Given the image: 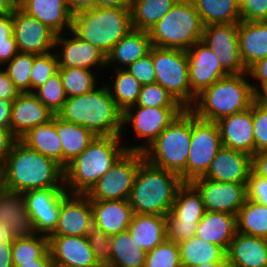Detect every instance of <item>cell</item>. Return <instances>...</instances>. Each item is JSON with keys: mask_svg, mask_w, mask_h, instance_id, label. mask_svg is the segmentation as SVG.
<instances>
[{"mask_svg": "<svg viewBox=\"0 0 267 267\" xmlns=\"http://www.w3.org/2000/svg\"><path fill=\"white\" fill-rule=\"evenodd\" d=\"M239 52L248 70L257 61L267 57V21H240L238 23Z\"/></svg>", "mask_w": 267, "mask_h": 267, "instance_id": "obj_28", "label": "cell"}, {"mask_svg": "<svg viewBox=\"0 0 267 267\" xmlns=\"http://www.w3.org/2000/svg\"><path fill=\"white\" fill-rule=\"evenodd\" d=\"M229 267H267V238L237 232L226 250Z\"/></svg>", "mask_w": 267, "mask_h": 267, "instance_id": "obj_25", "label": "cell"}, {"mask_svg": "<svg viewBox=\"0 0 267 267\" xmlns=\"http://www.w3.org/2000/svg\"><path fill=\"white\" fill-rule=\"evenodd\" d=\"M76 97H67L57 116L83 126L96 136H121L123 112L112 99L105 83Z\"/></svg>", "mask_w": 267, "mask_h": 267, "instance_id": "obj_2", "label": "cell"}, {"mask_svg": "<svg viewBox=\"0 0 267 267\" xmlns=\"http://www.w3.org/2000/svg\"><path fill=\"white\" fill-rule=\"evenodd\" d=\"M197 267H229L227 262H210L203 263Z\"/></svg>", "mask_w": 267, "mask_h": 267, "instance_id": "obj_68", "label": "cell"}, {"mask_svg": "<svg viewBox=\"0 0 267 267\" xmlns=\"http://www.w3.org/2000/svg\"><path fill=\"white\" fill-rule=\"evenodd\" d=\"M242 21H267V0H245L240 5Z\"/></svg>", "mask_w": 267, "mask_h": 267, "instance_id": "obj_52", "label": "cell"}, {"mask_svg": "<svg viewBox=\"0 0 267 267\" xmlns=\"http://www.w3.org/2000/svg\"><path fill=\"white\" fill-rule=\"evenodd\" d=\"M0 223L9 228L14 239L36 235L22 193L0 188Z\"/></svg>", "mask_w": 267, "mask_h": 267, "instance_id": "obj_23", "label": "cell"}, {"mask_svg": "<svg viewBox=\"0 0 267 267\" xmlns=\"http://www.w3.org/2000/svg\"><path fill=\"white\" fill-rule=\"evenodd\" d=\"M13 101L0 100V128L11 129V112Z\"/></svg>", "mask_w": 267, "mask_h": 267, "instance_id": "obj_59", "label": "cell"}, {"mask_svg": "<svg viewBox=\"0 0 267 267\" xmlns=\"http://www.w3.org/2000/svg\"><path fill=\"white\" fill-rule=\"evenodd\" d=\"M237 233L236 215L205 211L195 236L221 247L225 252Z\"/></svg>", "mask_w": 267, "mask_h": 267, "instance_id": "obj_29", "label": "cell"}, {"mask_svg": "<svg viewBox=\"0 0 267 267\" xmlns=\"http://www.w3.org/2000/svg\"><path fill=\"white\" fill-rule=\"evenodd\" d=\"M93 225L112 236L128 230L133 216L129 200H90Z\"/></svg>", "mask_w": 267, "mask_h": 267, "instance_id": "obj_27", "label": "cell"}, {"mask_svg": "<svg viewBox=\"0 0 267 267\" xmlns=\"http://www.w3.org/2000/svg\"><path fill=\"white\" fill-rule=\"evenodd\" d=\"M18 7L57 35L71 31L73 14L69 11L66 0H23Z\"/></svg>", "mask_w": 267, "mask_h": 267, "instance_id": "obj_26", "label": "cell"}, {"mask_svg": "<svg viewBox=\"0 0 267 267\" xmlns=\"http://www.w3.org/2000/svg\"><path fill=\"white\" fill-rule=\"evenodd\" d=\"M122 136H96L87 148L64 168L68 193L87 194L127 151ZM121 144V145H120ZM124 144V145H122Z\"/></svg>", "mask_w": 267, "mask_h": 267, "instance_id": "obj_3", "label": "cell"}, {"mask_svg": "<svg viewBox=\"0 0 267 267\" xmlns=\"http://www.w3.org/2000/svg\"><path fill=\"white\" fill-rule=\"evenodd\" d=\"M56 130L62 144V167L65 168L71 161L80 155L96 138L89 129L65 121L56 115Z\"/></svg>", "mask_w": 267, "mask_h": 267, "instance_id": "obj_33", "label": "cell"}, {"mask_svg": "<svg viewBox=\"0 0 267 267\" xmlns=\"http://www.w3.org/2000/svg\"><path fill=\"white\" fill-rule=\"evenodd\" d=\"M201 41L212 50L228 74L248 72L240 57L238 23L204 26Z\"/></svg>", "mask_w": 267, "mask_h": 267, "instance_id": "obj_13", "label": "cell"}, {"mask_svg": "<svg viewBox=\"0 0 267 267\" xmlns=\"http://www.w3.org/2000/svg\"><path fill=\"white\" fill-rule=\"evenodd\" d=\"M13 35V13L0 15V41Z\"/></svg>", "mask_w": 267, "mask_h": 267, "instance_id": "obj_60", "label": "cell"}, {"mask_svg": "<svg viewBox=\"0 0 267 267\" xmlns=\"http://www.w3.org/2000/svg\"><path fill=\"white\" fill-rule=\"evenodd\" d=\"M178 0H131V24L136 30L148 31Z\"/></svg>", "mask_w": 267, "mask_h": 267, "instance_id": "obj_38", "label": "cell"}, {"mask_svg": "<svg viewBox=\"0 0 267 267\" xmlns=\"http://www.w3.org/2000/svg\"><path fill=\"white\" fill-rule=\"evenodd\" d=\"M248 76V72L229 74L217 80L197 95L189 109L197 118L211 122L247 110L256 100Z\"/></svg>", "mask_w": 267, "mask_h": 267, "instance_id": "obj_4", "label": "cell"}, {"mask_svg": "<svg viewBox=\"0 0 267 267\" xmlns=\"http://www.w3.org/2000/svg\"><path fill=\"white\" fill-rule=\"evenodd\" d=\"M144 160L142 152L126 151L86 195L90 200H128L139 165Z\"/></svg>", "mask_w": 267, "mask_h": 267, "instance_id": "obj_10", "label": "cell"}, {"mask_svg": "<svg viewBox=\"0 0 267 267\" xmlns=\"http://www.w3.org/2000/svg\"><path fill=\"white\" fill-rule=\"evenodd\" d=\"M67 97H76L97 87V74L84 68L58 67Z\"/></svg>", "mask_w": 267, "mask_h": 267, "instance_id": "obj_42", "label": "cell"}, {"mask_svg": "<svg viewBox=\"0 0 267 267\" xmlns=\"http://www.w3.org/2000/svg\"><path fill=\"white\" fill-rule=\"evenodd\" d=\"M17 140L11 129L0 128V162H4Z\"/></svg>", "mask_w": 267, "mask_h": 267, "instance_id": "obj_56", "label": "cell"}, {"mask_svg": "<svg viewBox=\"0 0 267 267\" xmlns=\"http://www.w3.org/2000/svg\"><path fill=\"white\" fill-rule=\"evenodd\" d=\"M251 170L252 156L222 147L202 177L219 182L247 184Z\"/></svg>", "mask_w": 267, "mask_h": 267, "instance_id": "obj_20", "label": "cell"}, {"mask_svg": "<svg viewBox=\"0 0 267 267\" xmlns=\"http://www.w3.org/2000/svg\"><path fill=\"white\" fill-rule=\"evenodd\" d=\"M182 267H197L203 263L227 262L226 252L219 246L193 236L178 243Z\"/></svg>", "mask_w": 267, "mask_h": 267, "instance_id": "obj_34", "label": "cell"}, {"mask_svg": "<svg viewBox=\"0 0 267 267\" xmlns=\"http://www.w3.org/2000/svg\"><path fill=\"white\" fill-rule=\"evenodd\" d=\"M50 267H68V266L59 265V264H56V263H51Z\"/></svg>", "mask_w": 267, "mask_h": 267, "instance_id": "obj_70", "label": "cell"}, {"mask_svg": "<svg viewBox=\"0 0 267 267\" xmlns=\"http://www.w3.org/2000/svg\"><path fill=\"white\" fill-rule=\"evenodd\" d=\"M135 105L148 108H184L168 91L157 83L143 85Z\"/></svg>", "mask_w": 267, "mask_h": 267, "instance_id": "obj_45", "label": "cell"}, {"mask_svg": "<svg viewBox=\"0 0 267 267\" xmlns=\"http://www.w3.org/2000/svg\"><path fill=\"white\" fill-rule=\"evenodd\" d=\"M170 213L180 222L199 223L205 208L198 190L184 182L177 190Z\"/></svg>", "mask_w": 267, "mask_h": 267, "instance_id": "obj_37", "label": "cell"}, {"mask_svg": "<svg viewBox=\"0 0 267 267\" xmlns=\"http://www.w3.org/2000/svg\"><path fill=\"white\" fill-rule=\"evenodd\" d=\"M93 226V211L86 194L67 193L61 200L60 215L50 236H87Z\"/></svg>", "mask_w": 267, "mask_h": 267, "instance_id": "obj_17", "label": "cell"}, {"mask_svg": "<svg viewBox=\"0 0 267 267\" xmlns=\"http://www.w3.org/2000/svg\"><path fill=\"white\" fill-rule=\"evenodd\" d=\"M254 154L267 149V107L255 100L252 104Z\"/></svg>", "mask_w": 267, "mask_h": 267, "instance_id": "obj_49", "label": "cell"}, {"mask_svg": "<svg viewBox=\"0 0 267 267\" xmlns=\"http://www.w3.org/2000/svg\"><path fill=\"white\" fill-rule=\"evenodd\" d=\"M58 71V62L56 54L53 52L36 55L30 70L31 75V93Z\"/></svg>", "mask_w": 267, "mask_h": 267, "instance_id": "obj_47", "label": "cell"}, {"mask_svg": "<svg viewBox=\"0 0 267 267\" xmlns=\"http://www.w3.org/2000/svg\"><path fill=\"white\" fill-rule=\"evenodd\" d=\"M27 147L55 160L62 166V144L56 130V115L38 125L19 139Z\"/></svg>", "mask_w": 267, "mask_h": 267, "instance_id": "obj_32", "label": "cell"}, {"mask_svg": "<svg viewBox=\"0 0 267 267\" xmlns=\"http://www.w3.org/2000/svg\"><path fill=\"white\" fill-rule=\"evenodd\" d=\"M132 30L130 8L94 7L73 14L71 33L107 55Z\"/></svg>", "mask_w": 267, "mask_h": 267, "instance_id": "obj_6", "label": "cell"}, {"mask_svg": "<svg viewBox=\"0 0 267 267\" xmlns=\"http://www.w3.org/2000/svg\"><path fill=\"white\" fill-rule=\"evenodd\" d=\"M53 116L33 93H20L12 105L11 131L19 140L34 127L47 123Z\"/></svg>", "mask_w": 267, "mask_h": 267, "instance_id": "obj_24", "label": "cell"}, {"mask_svg": "<svg viewBox=\"0 0 267 267\" xmlns=\"http://www.w3.org/2000/svg\"><path fill=\"white\" fill-rule=\"evenodd\" d=\"M52 259H35L32 262L22 263L16 267H50Z\"/></svg>", "mask_w": 267, "mask_h": 267, "instance_id": "obj_64", "label": "cell"}, {"mask_svg": "<svg viewBox=\"0 0 267 267\" xmlns=\"http://www.w3.org/2000/svg\"><path fill=\"white\" fill-rule=\"evenodd\" d=\"M110 266L144 267L147 251L138 245L128 230L111 236Z\"/></svg>", "mask_w": 267, "mask_h": 267, "instance_id": "obj_36", "label": "cell"}, {"mask_svg": "<svg viewBox=\"0 0 267 267\" xmlns=\"http://www.w3.org/2000/svg\"><path fill=\"white\" fill-rule=\"evenodd\" d=\"M67 193L65 188H41L22 194L37 234L49 237L55 231L61 200Z\"/></svg>", "mask_w": 267, "mask_h": 267, "instance_id": "obj_14", "label": "cell"}, {"mask_svg": "<svg viewBox=\"0 0 267 267\" xmlns=\"http://www.w3.org/2000/svg\"><path fill=\"white\" fill-rule=\"evenodd\" d=\"M239 5H241L245 0H236Z\"/></svg>", "mask_w": 267, "mask_h": 267, "instance_id": "obj_72", "label": "cell"}, {"mask_svg": "<svg viewBox=\"0 0 267 267\" xmlns=\"http://www.w3.org/2000/svg\"><path fill=\"white\" fill-rule=\"evenodd\" d=\"M151 47L148 31L132 28L106 55V69L112 64H117L113 65L115 69H124L148 54Z\"/></svg>", "mask_w": 267, "mask_h": 267, "instance_id": "obj_30", "label": "cell"}, {"mask_svg": "<svg viewBox=\"0 0 267 267\" xmlns=\"http://www.w3.org/2000/svg\"><path fill=\"white\" fill-rule=\"evenodd\" d=\"M190 183L200 193L205 211L237 215L247 198V184L219 182L203 177Z\"/></svg>", "mask_w": 267, "mask_h": 267, "instance_id": "obj_15", "label": "cell"}, {"mask_svg": "<svg viewBox=\"0 0 267 267\" xmlns=\"http://www.w3.org/2000/svg\"><path fill=\"white\" fill-rule=\"evenodd\" d=\"M114 72V82L105 84L117 107L124 112L136 104L142 85L126 69H115Z\"/></svg>", "mask_w": 267, "mask_h": 267, "instance_id": "obj_40", "label": "cell"}, {"mask_svg": "<svg viewBox=\"0 0 267 267\" xmlns=\"http://www.w3.org/2000/svg\"><path fill=\"white\" fill-rule=\"evenodd\" d=\"M16 7L12 0H0V15L13 13Z\"/></svg>", "mask_w": 267, "mask_h": 267, "instance_id": "obj_65", "label": "cell"}, {"mask_svg": "<svg viewBox=\"0 0 267 267\" xmlns=\"http://www.w3.org/2000/svg\"><path fill=\"white\" fill-rule=\"evenodd\" d=\"M131 0H97V7L130 8Z\"/></svg>", "mask_w": 267, "mask_h": 267, "instance_id": "obj_63", "label": "cell"}, {"mask_svg": "<svg viewBox=\"0 0 267 267\" xmlns=\"http://www.w3.org/2000/svg\"><path fill=\"white\" fill-rule=\"evenodd\" d=\"M204 26L234 24L241 21L236 0H191Z\"/></svg>", "mask_w": 267, "mask_h": 267, "instance_id": "obj_35", "label": "cell"}, {"mask_svg": "<svg viewBox=\"0 0 267 267\" xmlns=\"http://www.w3.org/2000/svg\"><path fill=\"white\" fill-rule=\"evenodd\" d=\"M247 199L267 206V179L251 170L246 185Z\"/></svg>", "mask_w": 267, "mask_h": 267, "instance_id": "obj_53", "label": "cell"}, {"mask_svg": "<svg viewBox=\"0 0 267 267\" xmlns=\"http://www.w3.org/2000/svg\"><path fill=\"white\" fill-rule=\"evenodd\" d=\"M167 218V239L180 243L195 236L198 223L180 222L170 212Z\"/></svg>", "mask_w": 267, "mask_h": 267, "instance_id": "obj_51", "label": "cell"}, {"mask_svg": "<svg viewBox=\"0 0 267 267\" xmlns=\"http://www.w3.org/2000/svg\"><path fill=\"white\" fill-rule=\"evenodd\" d=\"M237 232L267 238V206L245 200L236 215Z\"/></svg>", "mask_w": 267, "mask_h": 267, "instance_id": "obj_39", "label": "cell"}, {"mask_svg": "<svg viewBox=\"0 0 267 267\" xmlns=\"http://www.w3.org/2000/svg\"><path fill=\"white\" fill-rule=\"evenodd\" d=\"M87 237L97 264L100 267L109 266L112 253L111 236L93 225Z\"/></svg>", "mask_w": 267, "mask_h": 267, "instance_id": "obj_48", "label": "cell"}, {"mask_svg": "<svg viewBox=\"0 0 267 267\" xmlns=\"http://www.w3.org/2000/svg\"><path fill=\"white\" fill-rule=\"evenodd\" d=\"M144 267H182L178 243L166 239L148 251Z\"/></svg>", "mask_w": 267, "mask_h": 267, "instance_id": "obj_46", "label": "cell"}, {"mask_svg": "<svg viewBox=\"0 0 267 267\" xmlns=\"http://www.w3.org/2000/svg\"><path fill=\"white\" fill-rule=\"evenodd\" d=\"M3 185V166L2 162H0V188H2Z\"/></svg>", "mask_w": 267, "mask_h": 267, "instance_id": "obj_69", "label": "cell"}, {"mask_svg": "<svg viewBox=\"0 0 267 267\" xmlns=\"http://www.w3.org/2000/svg\"><path fill=\"white\" fill-rule=\"evenodd\" d=\"M222 147L216 122L199 119L192 112L191 146L186 161V182L202 177Z\"/></svg>", "mask_w": 267, "mask_h": 267, "instance_id": "obj_12", "label": "cell"}, {"mask_svg": "<svg viewBox=\"0 0 267 267\" xmlns=\"http://www.w3.org/2000/svg\"><path fill=\"white\" fill-rule=\"evenodd\" d=\"M2 166L3 189L23 194L32 189L65 188L64 168L20 140L15 142Z\"/></svg>", "mask_w": 267, "mask_h": 267, "instance_id": "obj_1", "label": "cell"}, {"mask_svg": "<svg viewBox=\"0 0 267 267\" xmlns=\"http://www.w3.org/2000/svg\"><path fill=\"white\" fill-rule=\"evenodd\" d=\"M186 54L190 88L196 96L217 80L229 75L212 50L202 41L196 42Z\"/></svg>", "mask_w": 267, "mask_h": 267, "instance_id": "obj_19", "label": "cell"}, {"mask_svg": "<svg viewBox=\"0 0 267 267\" xmlns=\"http://www.w3.org/2000/svg\"><path fill=\"white\" fill-rule=\"evenodd\" d=\"M12 242L0 243V267H13Z\"/></svg>", "mask_w": 267, "mask_h": 267, "instance_id": "obj_62", "label": "cell"}, {"mask_svg": "<svg viewBox=\"0 0 267 267\" xmlns=\"http://www.w3.org/2000/svg\"><path fill=\"white\" fill-rule=\"evenodd\" d=\"M18 52L14 34L7 41H0V67L5 66Z\"/></svg>", "mask_w": 267, "mask_h": 267, "instance_id": "obj_57", "label": "cell"}, {"mask_svg": "<svg viewBox=\"0 0 267 267\" xmlns=\"http://www.w3.org/2000/svg\"><path fill=\"white\" fill-rule=\"evenodd\" d=\"M249 77L259 84L252 83L253 90L257 94L264 86L267 85V57L257 61L248 69ZM260 87V88H259Z\"/></svg>", "mask_w": 267, "mask_h": 267, "instance_id": "obj_54", "label": "cell"}, {"mask_svg": "<svg viewBox=\"0 0 267 267\" xmlns=\"http://www.w3.org/2000/svg\"><path fill=\"white\" fill-rule=\"evenodd\" d=\"M152 61L156 83L184 108H190L197 96L190 88L186 51L152 46Z\"/></svg>", "mask_w": 267, "mask_h": 267, "instance_id": "obj_9", "label": "cell"}, {"mask_svg": "<svg viewBox=\"0 0 267 267\" xmlns=\"http://www.w3.org/2000/svg\"><path fill=\"white\" fill-rule=\"evenodd\" d=\"M52 263L68 267H100L87 236H49Z\"/></svg>", "mask_w": 267, "mask_h": 267, "instance_id": "obj_21", "label": "cell"}, {"mask_svg": "<svg viewBox=\"0 0 267 267\" xmlns=\"http://www.w3.org/2000/svg\"><path fill=\"white\" fill-rule=\"evenodd\" d=\"M128 231L148 252L167 239V218L163 215L133 214Z\"/></svg>", "mask_w": 267, "mask_h": 267, "instance_id": "obj_31", "label": "cell"}, {"mask_svg": "<svg viewBox=\"0 0 267 267\" xmlns=\"http://www.w3.org/2000/svg\"><path fill=\"white\" fill-rule=\"evenodd\" d=\"M65 33L56 36L54 49L58 67L99 69L106 68V55L91 43L79 39L75 34L68 38ZM65 36V37H64ZM60 48V51L57 49ZM101 67V68H100Z\"/></svg>", "mask_w": 267, "mask_h": 267, "instance_id": "obj_18", "label": "cell"}, {"mask_svg": "<svg viewBox=\"0 0 267 267\" xmlns=\"http://www.w3.org/2000/svg\"><path fill=\"white\" fill-rule=\"evenodd\" d=\"M19 94L6 71L0 68V100L14 101Z\"/></svg>", "mask_w": 267, "mask_h": 267, "instance_id": "obj_55", "label": "cell"}, {"mask_svg": "<svg viewBox=\"0 0 267 267\" xmlns=\"http://www.w3.org/2000/svg\"><path fill=\"white\" fill-rule=\"evenodd\" d=\"M33 94L53 115H57L67 99L59 71L44 85L38 87Z\"/></svg>", "mask_w": 267, "mask_h": 267, "instance_id": "obj_44", "label": "cell"}, {"mask_svg": "<svg viewBox=\"0 0 267 267\" xmlns=\"http://www.w3.org/2000/svg\"><path fill=\"white\" fill-rule=\"evenodd\" d=\"M13 34L19 52L42 55L55 50L57 34L18 6L13 11Z\"/></svg>", "mask_w": 267, "mask_h": 267, "instance_id": "obj_16", "label": "cell"}, {"mask_svg": "<svg viewBox=\"0 0 267 267\" xmlns=\"http://www.w3.org/2000/svg\"><path fill=\"white\" fill-rule=\"evenodd\" d=\"M204 25L191 0H178L149 30L152 46L187 51L201 41Z\"/></svg>", "mask_w": 267, "mask_h": 267, "instance_id": "obj_8", "label": "cell"}, {"mask_svg": "<svg viewBox=\"0 0 267 267\" xmlns=\"http://www.w3.org/2000/svg\"><path fill=\"white\" fill-rule=\"evenodd\" d=\"M15 239L10 229L0 223V243L13 242Z\"/></svg>", "mask_w": 267, "mask_h": 267, "instance_id": "obj_66", "label": "cell"}, {"mask_svg": "<svg viewBox=\"0 0 267 267\" xmlns=\"http://www.w3.org/2000/svg\"><path fill=\"white\" fill-rule=\"evenodd\" d=\"M191 134L192 111L185 108L143 152L145 160L157 168L179 175L186 182Z\"/></svg>", "mask_w": 267, "mask_h": 267, "instance_id": "obj_7", "label": "cell"}, {"mask_svg": "<svg viewBox=\"0 0 267 267\" xmlns=\"http://www.w3.org/2000/svg\"><path fill=\"white\" fill-rule=\"evenodd\" d=\"M23 0H12V2L16 5L19 6V4L22 2Z\"/></svg>", "mask_w": 267, "mask_h": 267, "instance_id": "obj_71", "label": "cell"}, {"mask_svg": "<svg viewBox=\"0 0 267 267\" xmlns=\"http://www.w3.org/2000/svg\"><path fill=\"white\" fill-rule=\"evenodd\" d=\"M35 54L18 52L3 69L20 93H31V75ZM8 64V65H7Z\"/></svg>", "mask_w": 267, "mask_h": 267, "instance_id": "obj_43", "label": "cell"}, {"mask_svg": "<svg viewBox=\"0 0 267 267\" xmlns=\"http://www.w3.org/2000/svg\"><path fill=\"white\" fill-rule=\"evenodd\" d=\"M11 256L13 267L32 262L35 259H51L49 239L40 234L15 239L12 242Z\"/></svg>", "mask_w": 267, "mask_h": 267, "instance_id": "obj_41", "label": "cell"}, {"mask_svg": "<svg viewBox=\"0 0 267 267\" xmlns=\"http://www.w3.org/2000/svg\"><path fill=\"white\" fill-rule=\"evenodd\" d=\"M66 3L72 14L97 6V0H66Z\"/></svg>", "mask_w": 267, "mask_h": 267, "instance_id": "obj_61", "label": "cell"}, {"mask_svg": "<svg viewBox=\"0 0 267 267\" xmlns=\"http://www.w3.org/2000/svg\"><path fill=\"white\" fill-rule=\"evenodd\" d=\"M256 100L267 107V85L256 94Z\"/></svg>", "mask_w": 267, "mask_h": 267, "instance_id": "obj_67", "label": "cell"}, {"mask_svg": "<svg viewBox=\"0 0 267 267\" xmlns=\"http://www.w3.org/2000/svg\"><path fill=\"white\" fill-rule=\"evenodd\" d=\"M183 183L179 175L144 160L139 165L128 199L133 213L167 216Z\"/></svg>", "mask_w": 267, "mask_h": 267, "instance_id": "obj_5", "label": "cell"}, {"mask_svg": "<svg viewBox=\"0 0 267 267\" xmlns=\"http://www.w3.org/2000/svg\"><path fill=\"white\" fill-rule=\"evenodd\" d=\"M252 170L258 176L267 179V149L252 156Z\"/></svg>", "mask_w": 267, "mask_h": 267, "instance_id": "obj_58", "label": "cell"}, {"mask_svg": "<svg viewBox=\"0 0 267 267\" xmlns=\"http://www.w3.org/2000/svg\"><path fill=\"white\" fill-rule=\"evenodd\" d=\"M185 108H158L131 106L123 112L121 136L124 127L130 125L139 140L146 144L125 146L127 151L144 152L164 131V129L180 114ZM142 138V139H141Z\"/></svg>", "mask_w": 267, "mask_h": 267, "instance_id": "obj_11", "label": "cell"}, {"mask_svg": "<svg viewBox=\"0 0 267 267\" xmlns=\"http://www.w3.org/2000/svg\"><path fill=\"white\" fill-rule=\"evenodd\" d=\"M124 69L132 74L142 86L156 83V75L152 61V47L148 54L139 58Z\"/></svg>", "mask_w": 267, "mask_h": 267, "instance_id": "obj_50", "label": "cell"}, {"mask_svg": "<svg viewBox=\"0 0 267 267\" xmlns=\"http://www.w3.org/2000/svg\"><path fill=\"white\" fill-rule=\"evenodd\" d=\"M216 124L223 147L254 155L252 106L245 111L223 117Z\"/></svg>", "mask_w": 267, "mask_h": 267, "instance_id": "obj_22", "label": "cell"}]
</instances>
